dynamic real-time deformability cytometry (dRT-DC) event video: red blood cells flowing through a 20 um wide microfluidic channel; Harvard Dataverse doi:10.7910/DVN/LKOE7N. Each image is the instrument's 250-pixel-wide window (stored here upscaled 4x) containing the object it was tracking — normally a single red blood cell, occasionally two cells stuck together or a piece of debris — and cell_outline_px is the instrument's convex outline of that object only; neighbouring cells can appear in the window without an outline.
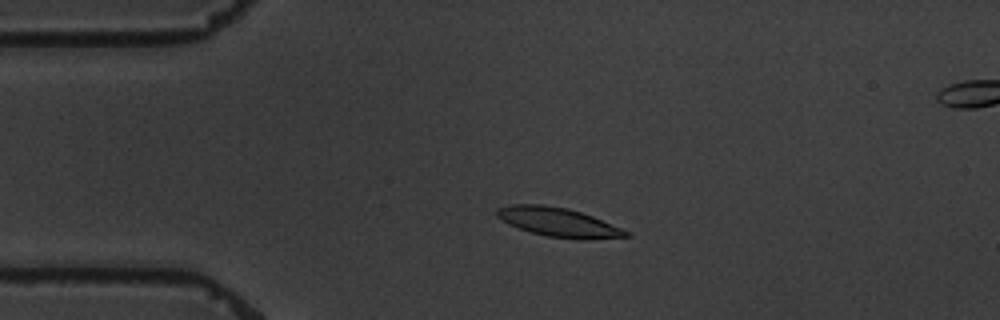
{"species": "common noctule bat (a hibernating species)", "species_latin": "Nyctalus noctula", "temperature_condition": "warm", "stored_images_in_passage": 5, "segment_of_instrument_passage": [1, 2], "camera_frame_rate_fps": 3000, "um_per_image_px": 0.085, "animal": {"sex": "male", "body_mass_g": 19.5, "forearm_length_mm": 54.6}, "frame": {"image": 1, "passage_image": 3, "time_ms": 3.333, "image_size_px": [1000, 320], "cell_outline_px": [[632, 236], [588, 240], [576, 240], [548, 236], [532, 232], [508, 224], [496, 216], [496, 208], [512, 204], [544, 204], [568, 208], [592, 216], [620, 228], [628, 232]], "centroid_in_image_um": [47.45, 18.89], "position_along_channel_um": 37.6, "area_um2": 21.85}}